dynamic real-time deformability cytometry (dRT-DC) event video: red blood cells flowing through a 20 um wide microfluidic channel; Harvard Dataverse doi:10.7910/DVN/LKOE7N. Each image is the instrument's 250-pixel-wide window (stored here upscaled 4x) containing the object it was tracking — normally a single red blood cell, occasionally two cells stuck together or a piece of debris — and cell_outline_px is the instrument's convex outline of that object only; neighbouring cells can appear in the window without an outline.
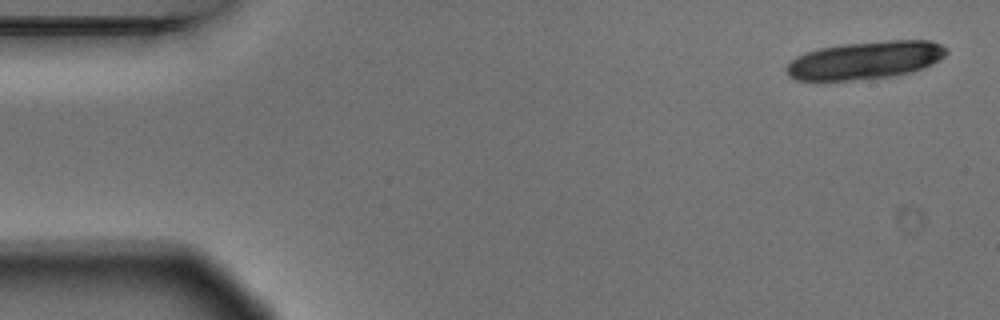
{"species": "Egyptian fruit bat (a non-hibernating species)", "species_latin": "Rousettus aegyptiacus", "temperature_condition": "warm", "stored_images_in_passage": 3, "camera_frame_rate_fps": 3000, "um_per_image_px": 0.085, "animal": {"sex": "male"}, "frame": {"image": 1, "passage_image": 1, "time_ms": 0.0, "image_size_px": [1000, 320], "cell_outline_px": [[948, 52], [944, 56], [912, 72], [896, 76], [848, 80], [796, 80], [788, 76], [788, 64], [796, 56], [820, 48], [844, 44], [888, 40], [928, 40], [940, 44], [948, 48]], "centroid_in_image_um": [73.55, 5.11], "position_along_channel_um": 11.4, "area_um2": 34.85}}